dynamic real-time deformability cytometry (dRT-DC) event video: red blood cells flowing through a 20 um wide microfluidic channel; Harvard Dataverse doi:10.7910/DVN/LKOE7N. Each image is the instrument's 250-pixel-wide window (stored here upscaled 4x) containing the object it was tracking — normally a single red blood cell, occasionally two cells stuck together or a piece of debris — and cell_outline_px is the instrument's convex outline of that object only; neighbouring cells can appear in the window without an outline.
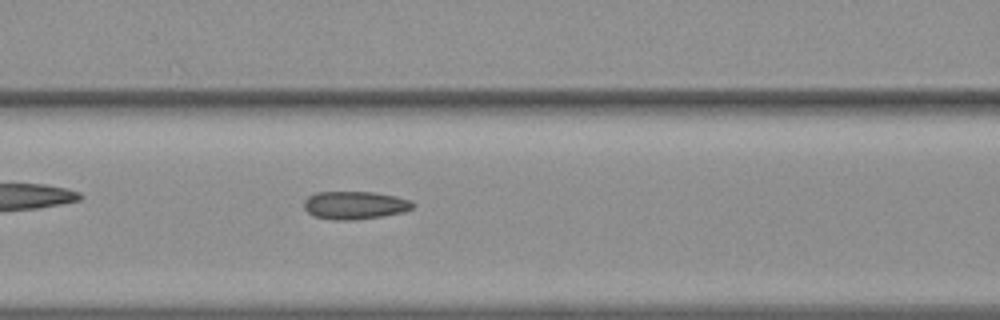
{"species": "common noctule bat (a hibernating species)", "species_latin": "Nyctalus noctula", "temperature_condition": "warm", "stored_images_in_passage": 42, "camera_frame_rate_fps": 3000, "um_per_image_px": 0.085, "animal": {"sex": "female", "body_mass_g": 19.3, "forearm_length_mm": 54.1}, "frame": {"image": 1, "passage_image": 23, "time_ms": 7.333, "image_size_px": [1000, 320], "cell_outline_px": [[416, 204], [412, 208], [404, 212], [384, 216], [352, 220], [332, 220], [312, 216], [304, 208], [304, 200], [308, 196], [316, 192], [372, 192], [396, 196], [408, 200]], "centroid_in_image_um": [30.14, 17.45], "position_along_channel_um": 136.5, "area_um2": 17.86}}
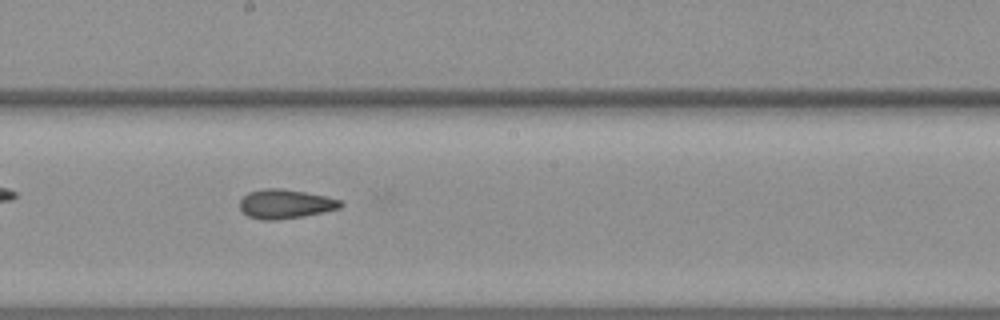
{"frame": {"image": 2, "passage_image": 30, "time_ms": 9.667, "image_size_px": [1000, 320], "cell_outline_px": [[344, 204], [340, 208], [324, 212], [304, 216], [276, 220], [260, 220], [248, 216], [240, 208], [240, 200], [248, 192], [264, 188], [280, 188], [304, 192], [324, 196], [340, 200]], "centroid_in_image_um": [24.24, 17.34], "position_along_channel_um": 224.0, "area_um2": 17.11}}
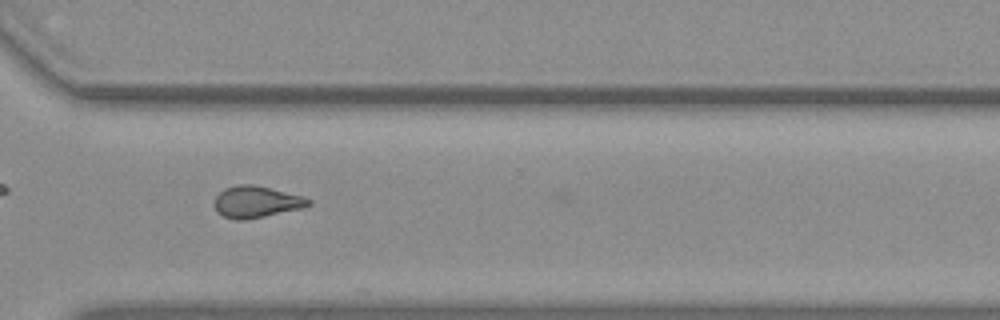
{"frame": {"image": 3, "passage_image": 40, "time_ms": 13.0, "image_size_px": [1000, 320], "cell_outline_px": [[312, 204], [304, 208], [248, 220], [236, 220], [224, 216], [216, 212], [216, 196], [224, 188], [236, 184], [252, 184], [300, 196], [312, 200]], "centroid_in_image_um": [21.79, 17.17], "position_along_channel_um": 348.8, "area_um2": 17.28}}